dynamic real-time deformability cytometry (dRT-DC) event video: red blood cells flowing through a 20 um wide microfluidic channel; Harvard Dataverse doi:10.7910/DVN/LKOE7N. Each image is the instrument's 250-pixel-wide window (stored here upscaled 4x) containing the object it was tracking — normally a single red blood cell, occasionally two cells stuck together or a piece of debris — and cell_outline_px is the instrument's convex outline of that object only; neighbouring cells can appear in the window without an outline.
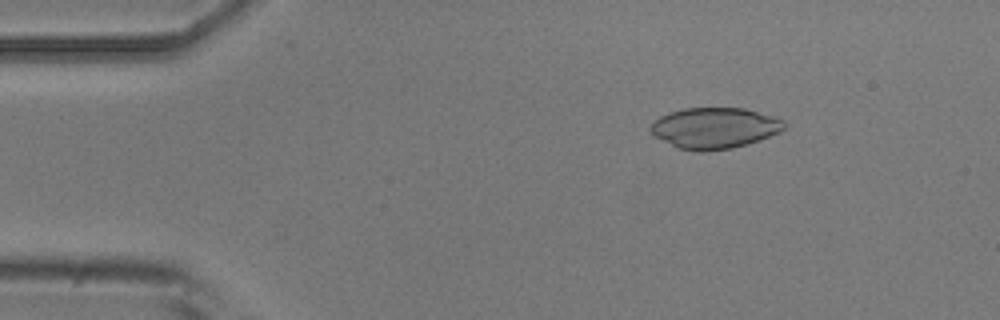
{"species": "common noctule bat (a hibernating species)", "species_latin": "Nyctalus noctula", "temperature_condition": "room temperature", "stored_images_in_passage": 5, "camera_frame_rate_fps": 3000, "um_per_image_px": 0.085, "animal": {"sex": "male", "body_mass_g": 20.5, "forearm_length_mm": 52.5}, "frame": {"image": 1, "passage_image": 3, "time_ms": 2.333, "image_size_px": [1000, 320], "cell_outline_px": [[784, 128], [780, 132], [732, 148], [704, 152], [696, 152], [676, 148], [656, 136], [648, 128], [660, 116], [668, 112], [684, 108], [744, 108], [772, 116], [784, 120]], "centroid_in_image_um": [60.69, 10.88], "position_along_channel_um": 24.3, "area_um2": 31.67}}